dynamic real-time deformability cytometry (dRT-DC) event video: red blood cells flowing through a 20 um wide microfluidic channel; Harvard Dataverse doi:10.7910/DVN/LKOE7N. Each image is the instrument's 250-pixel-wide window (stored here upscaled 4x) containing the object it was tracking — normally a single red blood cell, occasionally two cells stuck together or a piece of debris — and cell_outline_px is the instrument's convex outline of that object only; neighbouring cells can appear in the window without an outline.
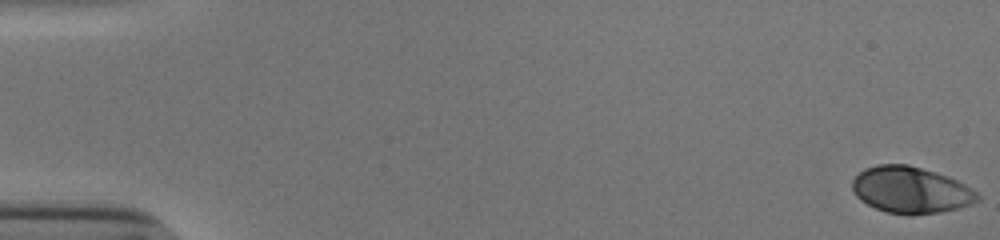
{"species": "human", "species_latin": "Homo sapiens", "temperature_condition": "cold", "stored_images_in_passage": 54, "camera_frame_rate_fps": 3000, "um_per_image_px": 0.085, "donor": {"sex": "male"}, "frame": {"image": 1, "passage_image": 1, "time_ms": 0.0, "image_size_px": [1000, 240], "cell_outline_px": [[980, 200], [972, 204], [940, 212], [888, 212], [876, 208], [860, 200], [856, 196], [852, 188], [852, 180], [864, 168], [876, 164], [908, 164], [948, 176], [964, 184], [976, 192], [980, 196]], "centroid_in_image_um": [77.4, 16.1], "position_along_channel_um": 7.6, "area_um2": 33.23}}
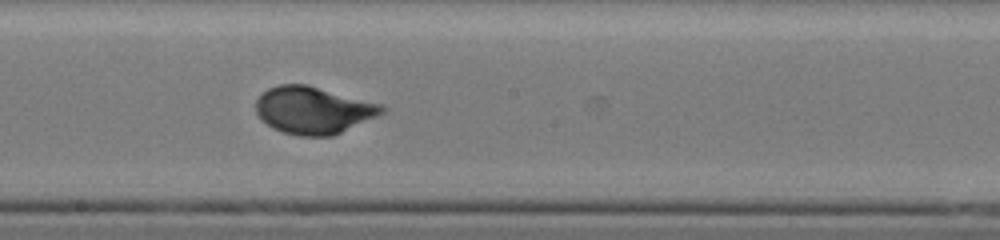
{"frame": {"image": 2, "passage_image": 31, "time_ms": 10.0, "image_size_px": [1000, 240], "cell_outline_px": [[388, 108], [384, 112], [376, 116], [332, 136], [300, 136], [280, 132], [272, 128], [256, 112], [256, 100], [268, 88], [280, 84], [308, 84], [384, 104]], "centroid_in_image_um": [26.66, 9.35], "position_along_channel_um": 221.5, "area_um2": 34.74}}
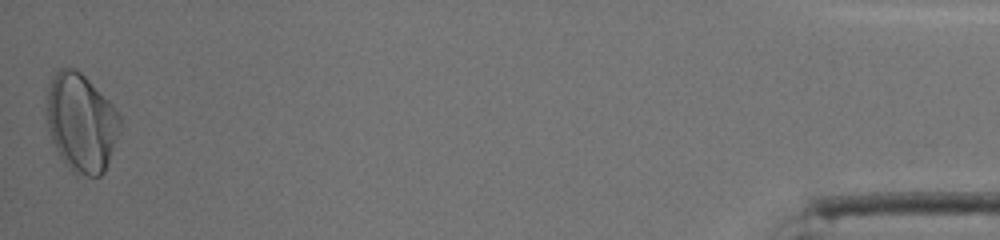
{"frame": {"image": 3, "passage_image": 54, "time_ms": 17.667, "image_size_px": [1000, 240], "cell_outline_px": [[120, 132], [104, 172], [100, 176], [76, 176], [64, 164], [52, 140], [48, 128], [48, 84], [52, 76], [60, 68], [76, 68], [116, 108], [120, 116]], "centroid_in_image_um": [6.91, 10.45], "position_along_channel_um": 428.3, "area_um2": 41.91}, "authors_computed_cell_mechanics": {"area_um2": 33.6396, "velocity_mm_per_s": 3.832, "shape_relaxation_time_tau1_ms": 2.7294, "shape_relaxation_time_tau2_ms": null, "deformation_change_tau1": 0.1703, "deformation_change_tau2": null}}